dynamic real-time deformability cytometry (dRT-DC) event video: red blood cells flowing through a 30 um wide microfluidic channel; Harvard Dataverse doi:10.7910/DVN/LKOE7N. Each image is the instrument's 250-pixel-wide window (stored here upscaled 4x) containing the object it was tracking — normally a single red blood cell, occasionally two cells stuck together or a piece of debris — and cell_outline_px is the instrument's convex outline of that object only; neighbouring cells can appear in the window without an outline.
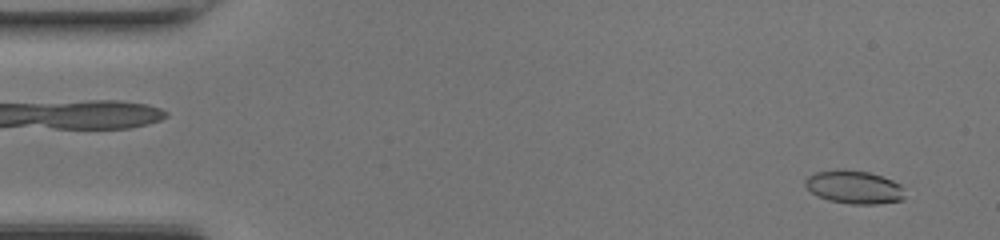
{"species": "common noctule bat (a hibernating species)", "species_latin": "Nyctalus noctula", "temperature_condition": "room temperature", "stored_images_in_passage": 48, "camera_frame_rate_fps": 3000, "um_per_image_px": 0.085, "animal": {"sex": "female", "body_mass_g": 17.0, "forearm_length_mm": 48.0}, "frame": {"image": 1, "passage_image": 3, "time_ms": 0.667, "image_size_px": [1000, 240], "cell_outline_px": [[904, 200], [876, 204], [852, 204], [828, 200], [812, 192], [804, 184], [804, 180], [808, 176], [816, 172], [836, 168], [844, 168], [868, 172], [892, 180], [900, 184], [904, 196]], "centroid_in_image_um": [72.58, 15.89], "position_along_channel_um": 12.4, "area_um2": 19.31}}
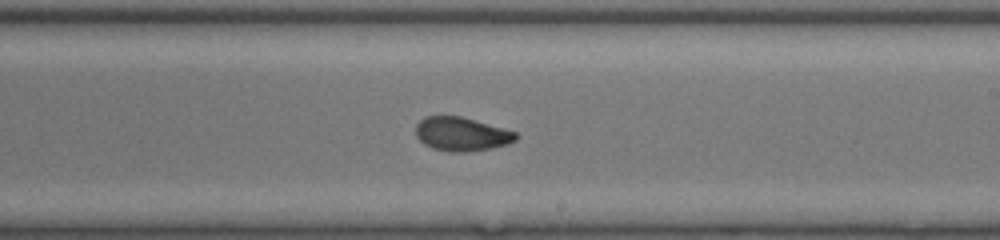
{"frame": {"image": 2, "passage_image": 28, "time_ms": 9.0, "image_size_px": [1000, 240], "cell_outline_px": [[520, 136], [516, 140], [508, 144], [492, 148], [468, 152], [448, 152], [432, 148], [424, 144], [416, 136], [416, 124], [424, 116], [460, 116], [516, 132]], "centroid_in_image_um": [39.22, 11.41], "position_along_channel_um": 249.8, "area_um2": 19.77}}
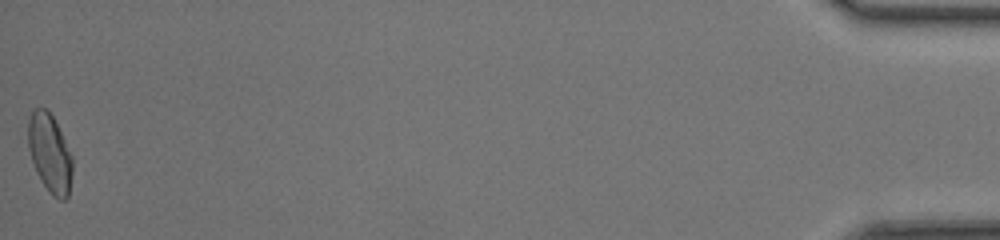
{"frame": {"image": 3, "passage_image": 48, "time_ms": 15.667, "image_size_px": [1000, 240], "cell_outline_px": [[72, 172], [68, 196], [64, 200], [60, 200], [52, 196], [48, 192], [36, 172], [28, 148], [28, 120], [32, 112], [36, 108], [48, 108], [72, 156]], "centroid_in_image_um": [4.22, 13.05], "position_along_channel_um": 431.0, "area_um2": 20.11}, "authors_computed_cell_mechanics": {"area_um2": 20.0566, "velocity_mm_per_s": 4.3304, "shape_relaxation_time_tau1_ms": 5.5666, "shape_relaxation_time_tau2_ms": 1.3709, "deformation_change_tau1": 0.1865, "deformation_change_tau2": 0.0564}}